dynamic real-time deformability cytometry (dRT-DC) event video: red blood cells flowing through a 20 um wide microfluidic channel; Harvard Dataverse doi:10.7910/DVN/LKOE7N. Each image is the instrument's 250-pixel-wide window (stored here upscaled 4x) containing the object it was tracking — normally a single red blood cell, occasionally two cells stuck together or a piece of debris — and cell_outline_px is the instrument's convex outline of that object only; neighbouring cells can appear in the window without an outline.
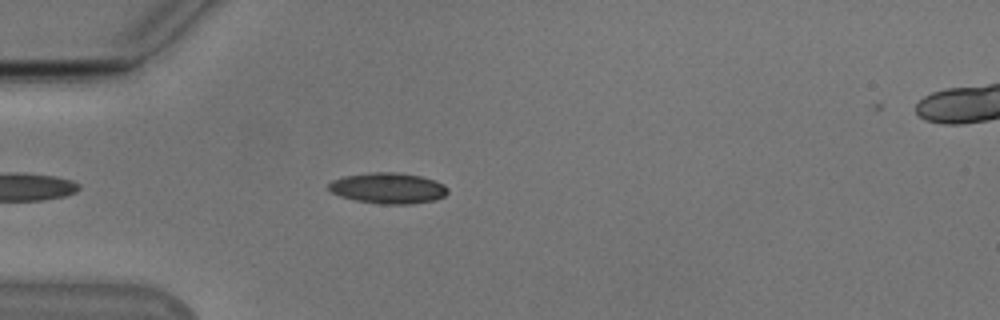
{"species": "Egyptian fruit bat (a non-hibernating species)", "species_latin": "Rousettus aegyptiacus", "temperature_condition": "cold", "stored_images_in_passage": 29, "camera_frame_rate_fps": 3000, "um_per_image_px": 0.085, "animal": {"sex": "male"}, "frame": {"image": 1, "passage_image": 6, "time_ms": 1.667, "image_size_px": [1000, 320], "cell_outline_px": [[448, 192], [444, 196], [436, 200], [412, 204], [380, 204], [356, 200], [340, 196], [332, 192], [328, 188], [328, 184], [332, 180], [344, 176], [372, 172], [400, 172], [420, 176], [436, 180], [444, 184], [448, 188]], "centroid_in_image_um": [33.02, 15.99], "position_along_channel_um": 52.0, "area_um2": 21.56}}
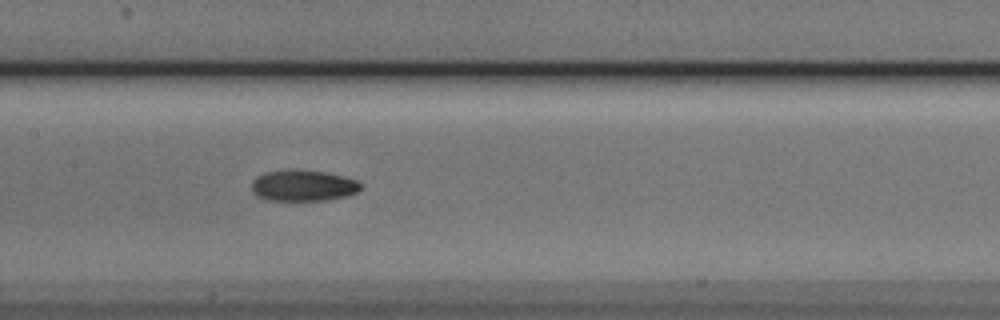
{"frame": {"image": 2, "passage_image": 17, "time_ms": 5.333, "image_size_px": [1000, 320], "cell_outline_px": [[364, 184], [356, 192], [348, 196], [324, 200], [264, 200], [256, 196], [252, 192], [252, 180], [256, 176], [264, 172], [288, 168], [324, 172], [344, 176], [356, 180]], "centroid_in_image_um": [25.73, 15.76], "position_along_channel_um": 181.7, "area_um2": 20.17}}
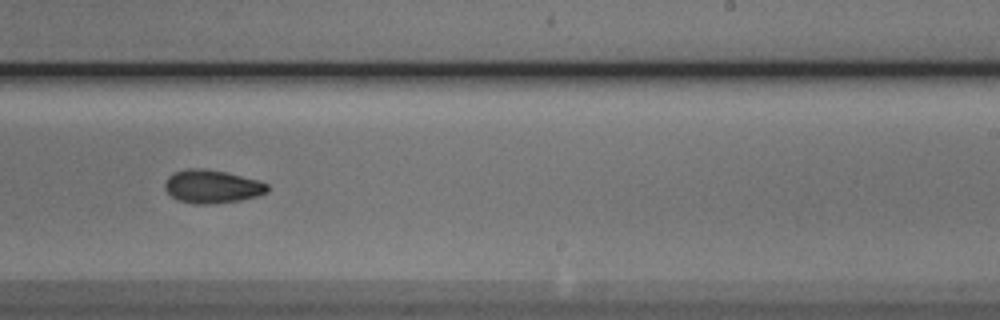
{"frame": {"image": 3, "passage_image": 24, "time_ms": 7.667, "image_size_px": [1000, 320], "cell_outline_px": [[268, 192], [256, 196], [240, 200], [216, 204], [192, 204], [176, 200], [164, 188], [164, 184], [168, 176], [172, 172], [184, 168], [200, 168], [224, 172], [256, 180], [268, 184]], "centroid_in_image_um": [17.96, 15.86], "position_along_channel_um": 271.0, "area_um2": 19.94}}